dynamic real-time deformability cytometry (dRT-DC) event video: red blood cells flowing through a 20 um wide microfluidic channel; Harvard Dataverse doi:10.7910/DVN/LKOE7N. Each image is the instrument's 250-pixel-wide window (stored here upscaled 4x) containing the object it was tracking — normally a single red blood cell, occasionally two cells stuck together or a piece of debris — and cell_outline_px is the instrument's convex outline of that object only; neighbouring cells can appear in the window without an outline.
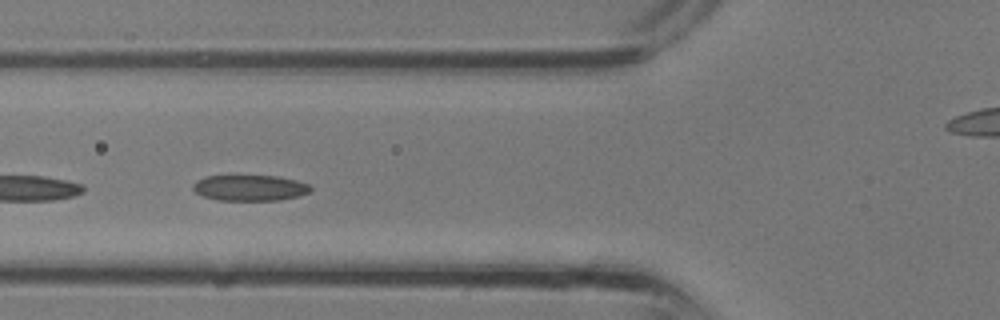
{"species": "common noctule bat (a hibernating species)", "species_latin": "Nyctalus noctula", "temperature_condition": "room temperature", "stored_images_in_passage": 32, "camera_frame_rate_fps": 3000, "um_per_image_px": 0.085, "animal": {"sex": "male", "body_mass_g": 13.3}, "frame": {"image": 1, "passage_image": 10, "time_ms": 3.0, "image_size_px": [1000, 320], "cell_outline_px": [[312, 192], [300, 196], [280, 200], [220, 200], [204, 196], [196, 192], [192, 188], [192, 184], [196, 180], [204, 176], [276, 176], [296, 180], [308, 184], [312, 188]], "centroid_in_image_um": [21.26, 15.97], "position_along_channel_um": 104.5, "area_um2": 17.74}}
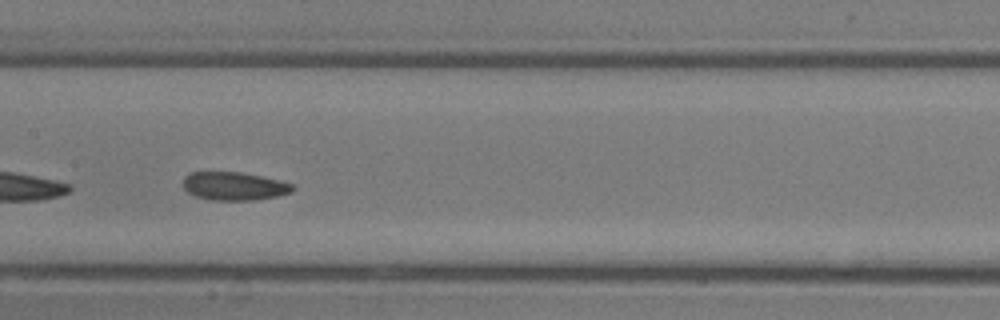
{"frame": {"image": 2, "passage_image": 14, "time_ms": 4.333, "image_size_px": [1000, 320], "cell_outline_px": [[296, 188], [292, 192], [276, 196], [256, 200], [212, 200], [196, 196], [188, 192], [184, 188], [184, 176], [188, 172], [240, 172], [280, 180], [292, 184]], "centroid_in_image_um": [19.91, 15.82], "position_along_channel_um": 187.5, "area_um2": 18.03}}
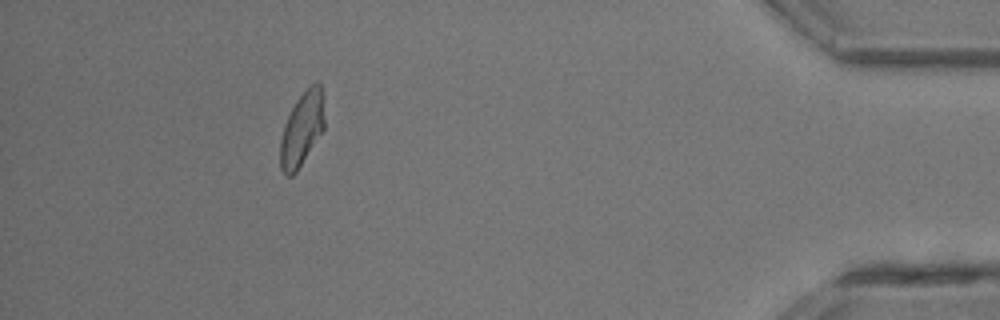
{"frame": {"image": 3, "passage_image": 32, "time_ms": 10.333, "image_size_px": [1000, 320], "cell_outline_px": [[324, 128], [296, 172], [292, 176], [284, 176], [280, 168], [280, 140], [284, 124], [296, 100], [312, 84], [320, 84], [324, 96]], "centroid_in_image_um": [25.65, 10.99], "position_along_channel_um": 409.5, "area_um2": 18.9}}